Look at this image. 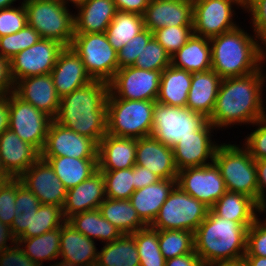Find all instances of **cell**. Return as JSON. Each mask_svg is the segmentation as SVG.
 Masks as SVG:
<instances>
[{"label":"cell","instance_id":"1","mask_svg":"<svg viewBox=\"0 0 266 266\" xmlns=\"http://www.w3.org/2000/svg\"><path fill=\"white\" fill-rule=\"evenodd\" d=\"M262 70L261 67L246 76L221 80L213 112L208 118L216 129L239 124L254 125L266 117L262 101L266 75Z\"/></svg>","mask_w":266,"mask_h":266},{"label":"cell","instance_id":"2","mask_svg":"<svg viewBox=\"0 0 266 266\" xmlns=\"http://www.w3.org/2000/svg\"><path fill=\"white\" fill-rule=\"evenodd\" d=\"M109 83L92 80L60 99L59 125L93 139L97 144L107 134Z\"/></svg>","mask_w":266,"mask_h":266},{"label":"cell","instance_id":"3","mask_svg":"<svg viewBox=\"0 0 266 266\" xmlns=\"http://www.w3.org/2000/svg\"><path fill=\"white\" fill-rule=\"evenodd\" d=\"M253 36L237 26L210 38L211 69L224 79L246 76L263 67L266 49Z\"/></svg>","mask_w":266,"mask_h":266},{"label":"cell","instance_id":"4","mask_svg":"<svg viewBox=\"0 0 266 266\" xmlns=\"http://www.w3.org/2000/svg\"><path fill=\"white\" fill-rule=\"evenodd\" d=\"M248 228L217 216L211 209L194 232L195 252L203 265L244 259Z\"/></svg>","mask_w":266,"mask_h":266},{"label":"cell","instance_id":"5","mask_svg":"<svg viewBox=\"0 0 266 266\" xmlns=\"http://www.w3.org/2000/svg\"><path fill=\"white\" fill-rule=\"evenodd\" d=\"M155 102L119 99L109 91L107 134L134 139L151 136Z\"/></svg>","mask_w":266,"mask_h":266},{"label":"cell","instance_id":"6","mask_svg":"<svg viewBox=\"0 0 266 266\" xmlns=\"http://www.w3.org/2000/svg\"><path fill=\"white\" fill-rule=\"evenodd\" d=\"M27 25L35 29L42 39L58 41L65 47L72 44L74 14L63 0H23Z\"/></svg>","mask_w":266,"mask_h":266},{"label":"cell","instance_id":"7","mask_svg":"<svg viewBox=\"0 0 266 266\" xmlns=\"http://www.w3.org/2000/svg\"><path fill=\"white\" fill-rule=\"evenodd\" d=\"M214 162L219 167L227 191L242 193L258 205V184L255 160L244 146L221 143Z\"/></svg>","mask_w":266,"mask_h":266},{"label":"cell","instance_id":"8","mask_svg":"<svg viewBox=\"0 0 266 266\" xmlns=\"http://www.w3.org/2000/svg\"><path fill=\"white\" fill-rule=\"evenodd\" d=\"M209 209L175 185L150 226L156 230H188L194 233Z\"/></svg>","mask_w":266,"mask_h":266},{"label":"cell","instance_id":"9","mask_svg":"<svg viewBox=\"0 0 266 266\" xmlns=\"http://www.w3.org/2000/svg\"><path fill=\"white\" fill-rule=\"evenodd\" d=\"M70 47L80 56L92 80L109 83L119 69L117 51L105 33L74 34Z\"/></svg>","mask_w":266,"mask_h":266},{"label":"cell","instance_id":"10","mask_svg":"<svg viewBox=\"0 0 266 266\" xmlns=\"http://www.w3.org/2000/svg\"><path fill=\"white\" fill-rule=\"evenodd\" d=\"M207 122L204 115L188 107L167 106L155 102L151 136L172 148L180 139L192 136Z\"/></svg>","mask_w":266,"mask_h":266},{"label":"cell","instance_id":"11","mask_svg":"<svg viewBox=\"0 0 266 266\" xmlns=\"http://www.w3.org/2000/svg\"><path fill=\"white\" fill-rule=\"evenodd\" d=\"M52 121L53 118L23 101L14 92L9 94V129L40 152Z\"/></svg>","mask_w":266,"mask_h":266},{"label":"cell","instance_id":"12","mask_svg":"<svg viewBox=\"0 0 266 266\" xmlns=\"http://www.w3.org/2000/svg\"><path fill=\"white\" fill-rule=\"evenodd\" d=\"M233 4L244 10V0H193V34L210 39L236 28Z\"/></svg>","mask_w":266,"mask_h":266},{"label":"cell","instance_id":"13","mask_svg":"<svg viewBox=\"0 0 266 266\" xmlns=\"http://www.w3.org/2000/svg\"><path fill=\"white\" fill-rule=\"evenodd\" d=\"M161 73L134 66L120 68L109 82V91L119 99L156 101Z\"/></svg>","mask_w":266,"mask_h":266},{"label":"cell","instance_id":"14","mask_svg":"<svg viewBox=\"0 0 266 266\" xmlns=\"http://www.w3.org/2000/svg\"><path fill=\"white\" fill-rule=\"evenodd\" d=\"M176 185L209 208L227 191L220 169L215 162L180 170Z\"/></svg>","mask_w":266,"mask_h":266},{"label":"cell","instance_id":"15","mask_svg":"<svg viewBox=\"0 0 266 266\" xmlns=\"http://www.w3.org/2000/svg\"><path fill=\"white\" fill-rule=\"evenodd\" d=\"M64 48L58 41L41 38L31 47L16 54L11 58V72L15 83L25 77L51 73Z\"/></svg>","mask_w":266,"mask_h":266},{"label":"cell","instance_id":"16","mask_svg":"<svg viewBox=\"0 0 266 266\" xmlns=\"http://www.w3.org/2000/svg\"><path fill=\"white\" fill-rule=\"evenodd\" d=\"M98 144L91 138L51 122L41 157L97 159Z\"/></svg>","mask_w":266,"mask_h":266},{"label":"cell","instance_id":"17","mask_svg":"<svg viewBox=\"0 0 266 266\" xmlns=\"http://www.w3.org/2000/svg\"><path fill=\"white\" fill-rule=\"evenodd\" d=\"M215 129L208 121L201 129L194 132L192 136L180 139L172 147L178 171L185 168L201 167L214 162L215 152L219 146V144L211 139L213 135L211 133Z\"/></svg>","mask_w":266,"mask_h":266},{"label":"cell","instance_id":"18","mask_svg":"<svg viewBox=\"0 0 266 266\" xmlns=\"http://www.w3.org/2000/svg\"><path fill=\"white\" fill-rule=\"evenodd\" d=\"M19 179L41 204L63 207L67 189L46 160L40 157Z\"/></svg>","mask_w":266,"mask_h":266},{"label":"cell","instance_id":"19","mask_svg":"<svg viewBox=\"0 0 266 266\" xmlns=\"http://www.w3.org/2000/svg\"><path fill=\"white\" fill-rule=\"evenodd\" d=\"M143 20L151 32L165 26H193V0H150Z\"/></svg>","mask_w":266,"mask_h":266},{"label":"cell","instance_id":"20","mask_svg":"<svg viewBox=\"0 0 266 266\" xmlns=\"http://www.w3.org/2000/svg\"><path fill=\"white\" fill-rule=\"evenodd\" d=\"M14 93L51 118L57 116L61 98L56 92L50 73L18 80L15 83Z\"/></svg>","mask_w":266,"mask_h":266},{"label":"cell","instance_id":"21","mask_svg":"<svg viewBox=\"0 0 266 266\" xmlns=\"http://www.w3.org/2000/svg\"><path fill=\"white\" fill-rule=\"evenodd\" d=\"M41 152L7 129L0 135V160L11 178H19L39 158Z\"/></svg>","mask_w":266,"mask_h":266},{"label":"cell","instance_id":"22","mask_svg":"<svg viewBox=\"0 0 266 266\" xmlns=\"http://www.w3.org/2000/svg\"><path fill=\"white\" fill-rule=\"evenodd\" d=\"M136 165L145 167L160 179H177L173 149L153 136L136 139Z\"/></svg>","mask_w":266,"mask_h":266},{"label":"cell","instance_id":"23","mask_svg":"<svg viewBox=\"0 0 266 266\" xmlns=\"http://www.w3.org/2000/svg\"><path fill=\"white\" fill-rule=\"evenodd\" d=\"M66 222L62 208L56 205L41 204L37 211L18 214L10 227L15 240L39 236L60 228Z\"/></svg>","mask_w":266,"mask_h":266},{"label":"cell","instance_id":"24","mask_svg":"<svg viewBox=\"0 0 266 266\" xmlns=\"http://www.w3.org/2000/svg\"><path fill=\"white\" fill-rule=\"evenodd\" d=\"M105 199V181L98 169L87 180L67 190L63 216L67 221L74 214L96 210Z\"/></svg>","mask_w":266,"mask_h":266},{"label":"cell","instance_id":"25","mask_svg":"<svg viewBox=\"0 0 266 266\" xmlns=\"http://www.w3.org/2000/svg\"><path fill=\"white\" fill-rule=\"evenodd\" d=\"M50 74L60 98L92 81L82 59L70 46L59 54Z\"/></svg>","mask_w":266,"mask_h":266},{"label":"cell","instance_id":"26","mask_svg":"<svg viewBox=\"0 0 266 266\" xmlns=\"http://www.w3.org/2000/svg\"><path fill=\"white\" fill-rule=\"evenodd\" d=\"M95 240L78 232L67 221L61 226L59 259L73 266H96L98 250ZM61 257V258H60Z\"/></svg>","mask_w":266,"mask_h":266},{"label":"cell","instance_id":"27","mask_svg":"<svg viewBox=\"0 0 266 266\" xmlns=\"http://www.w3.org/2000/svg\"><path fill=\"white\" fill-rule=\"evenodd\" d=\"M75 6L74 34L105 33L117 14L114 0H84Z\"/></svg>","mask_w":266,"mask_h":266},{"label":"cell","instance_id":"28","mask_svg":"<svg viewBox=\"0 0 266 266\" xmlns=\"http://www.w3.org/2000/svg\"><path fill=\"white\" fill-rule=\"evenodd\" d=\"M99 170H120L135 166L136 139L106 134L98 144Z\"/></svg>","mask_w":266,"mask_h":266},{"label":"cell","instance_id":"29","mask_svg":"<svg viewBox=\"0 0 266 266\" xmlns=\"http://www.w3.org/2000/svg\"><path fill=\"white\" fill-rule=\"evenodd\" d=\"M175 185L176 179H160L133 192L129 200L147 226L153 223Z\"/></svg>","mask_w":266,"mask_h":266},{"label":"cell","instance_id":"30","mask_svg":"<svg viewBox=\"0 0 266 266\" xmlns=\"http://www.w3.org/2000/svg\"><path fill=\"white\" fill-rule=\"evenodd\" d=\"M221 80L222 78L212 69L192 73L186 107L208 119L213 112Z\"/></svg>","mask_w":266,"mask_h":266},{"label":"cell","instance_id":"31","mask_svg":"<svg viewBox=\"0 0 266 266\" xmlns=\"http://www.w3.org/2000/svg\"><path fill=\"white\" fill-rule=\"evenodd\" d=\"M217 216L241 223L249 228L263 213L257 202L242 193L226 191L210 208Z\"/></svg>","mask_w":266,"mask_h":266},{"label":"cell","instance_id":"32","mask_svg":"<svg viewBox=\"0 0 266 266\" xmlns=\"http://www.w3.org/2000/svg\"><path fill=\"white\" fill-rule=\"evenodd\" d=\"M171 65L190 73L211 70L210 40L195 34L171 56Z\"/></svg>","mask_w":266,"mask_h":266},{"label":"cell","instance_id":"33","mask_svg":"<svg viewBox=\"0 0 266 266\" xmlns=\"http://www.w3.org/2000/svg\"><path fill=\"white\" fill-rule=\"evenodd\" d=\"M191 80L192 73L172 65L168 66L161 73L156 102L167 106L186 107Z\"/></svg>","mask_w":266,"mask_h":266},{"label":"cell","instance_id":"34","mask_svg":"<svg viewBox=\"0 0 266 266\" xmlns=\"http://www.w3.org/2000/svg\"><path fill=\"white\" fill-rule=\"evenodd\" d=\"M46 160L67 190L87 180L98 170L97 159L73 157H41Z\"/></svg>","mask_w":266,"mask_h":266},{"label":"cell","instance_id":"35","mask_svg":"<svg viewBox=\"0 0 266 266\" xmlns=\"http://www.w3.org/2000/svg\"><path fill=\"white\" fill-rule=\"evenodd\" d=\"M67 222L89 239H99L104 244L110 243L122 235L120 230L106 220L98 209L74 214Z\"/></svg>","mask_w":266,"mask_h":266},{"label":"cell","instance_id":"36","mask_svg":"<svg viewBox=\"0 0 266 266\" xmlns=\"http://www.w3.org/2000/svg\"><path fill=\"white\" fill-rule=\"evenodd\" d=\"M101 215L117 227L122 234H132L146 227L129 199L106 198L98 207Z\"/></svg>","mask_w":266,"mask_h":266},{"label":"cell","instance_id":"37","mask_svg":"<svg viewBox=\"0 0 266 266\" xmlns=\"http://www.w3.org/2000/svg\"><path fill=\"white\" fill-rule=\"evenodd\" d=\"M96 266H140L134 236L122 234L118 239L106 243L98 251Z\"/></svg>","mask_w":266,"mask_h":266},{"label":"cell","instance_id":"38","mask_svg":"<svg viewBox=\"0 0 266 266\" xmlns=\"http://www.w3.org/2000/svg\"><path fill=\"white\" fill-rule=\"evenodd\" d=\"M60 234L61 227L39 236L18 238L16 242L32 261L43 266V261L59 260Z\"/></svg>","mask_w":266,"mask_h":266},{"label":"cell","instance_id":"39","mask_svg":"<svg viewBox=\"0 0 266 266\" xmlns=\"http://www.w3.org/2000/svg\"><path fill=\"white\" fill-rule=\"evenodd\" d=\"M144 29L143 15L117 11L105 34L108 42L118 52Z\"/></svg>","mask_w":266,"mask_h":266},{"label":"cell","instance_id":"40","mask_svg":"<svg viewBox=\"0 0 266 266\" xmlns=\"http://www.w3.org/2000/svg\"><path fill=\"white\" fill-rule=\"evenodd\" d=\"M132 235L137 245L140 266H165L166 259L158 243V230L148 225Z\"/></svg>","mask_w":266,"mask_h":266},{"label":"cell","instance_id":"41","mask_svg":"<svg viewBox=\"0 0 266 266\" xmlns=\"http://www.w3.org/2000/svg\"><path fill=\"white\" fill-rule=\"evenodd\" d=\"M158 243L166 260L195 251L194 233L188 230H158Z\"/></svg>","mask_w":266,"mask_h":266},{"label":"cell","instance_id":"42","mask_svg":"<svg viewBox=\"0 0 266 266\" xmlns=\"http://www.w3.org/2000/svg\"><path fill=\"white\" fill-rule=\"evenodd\" d=\"M105 181L106 198L127 200L135 191L134 167L120 170H100Z\"/></svg>","mask_w":266,"mask_h":266},{"label":"cell","instance_id":"43","mask_svg":"<svg viewBox=\"0 0 266 266\" xmlns=\"http://www.w3.org/2000/svg\"><path fill=\"white\" fill-rule=\"evenodd\" d=\"M41 39L39 33L26 25L20 31L0 37V55L9 59Z\"/></svg>","mask_w":266,"mask_h":266},{"label":"cell","instance_id":"44","mask_svg":"<svg viewBox=\"0 0 266 266\" xmlns=\"http://www.w3.org/2000/svg\"><path fill=\"white\" fill-rule=\"evenodd\" d=\"M171 65V56L153 36L138 55L134 67L143 70L163 71Z\"/></svg>","mask_w":266,"mask_h":266},{"label":"cell","instance_id":"45","mask_svg":"<svg viewBox=\"0 0 266 266\" xmlns=\"http://www.w3.org/2000/svg\"><path fill=\"white\" fill-rule=\"evenodd\" d=\"M193 26H165L153 32L155 39L172 56L192 36Z\"/></svg>","mask_w":266,"mask_h":266},{"label":"cell","instance_id":"46","mask_svg":"<svg viewBox=\"0 0 266 266\" xmlns=\"http://www.w3.org/2000/svg\"><path fill=\"white\" fill-rule=\"evenodd\" d=\"M17 196V178H10L0 183V221L11 227L15 216Z\"/></svg>","mask_w":266,"mask_h":266},{"label":"cell","instance_id":"47","mask_svg":"<svg viewBox=\"0 0 266 266\" xmlns=\"http://www.w3.org/2000/svg\"><path fill=\"white\" fill-rule=\"evenodd\" d=\"M152 37L153 32L145 28L139 34L135 35L131 41L124 45L117 52L119 69L127 66H133L143 47L146 46Z\"/></svg>","mask_w":266,"mask_h":266},{"label":"cell","instance_id":"48","mask_svg":"<svg viewBox=\"0 0 266 266\" xmlns=\"http://www.w3.org/2000/svg\"><path fill=\"white\" fill-rule=\"evenodd\" d=\"M27 25V13L22 2L19 7L0 10V37L16 33Z\"/></svg>","mask_w":266,"mask_h":266},{"label":"cell","instance_id":"49","mask_svg":"<svg viewBox=\"0 0 266 266\" xmlns=\"http://www.w3.org/2000/svg\"><path fill=\"white\" fill-rule=\"evenodd\" d=\"M260 220V218H257L248 228L244 256L266 257V220Z\"/></svg>","mask_w":266,"mask_h":266},{"label":"cell","instance_id":"50","mask_svg":"<svg viewBox=\"0 0 266 266\" xmlns=\"http://www.w3.org/2000/svg\"><path fill=\"white\" fill-rule=\"evenodd\" d=\"M244 9L250 12L253 32L266 49V0H244Z\"/></svg>","mask_w":266,"mask_h":266},{"label":"cell","instance_id":"51","mask_svg":"<svg viewBox=\"0 0 266 266\" xmlns=\"http://www.w3.org/2000/svg\"><path fill=\"white\" fill-rule=\"evenodd\" d=\"M254 124L257 129L247 135L243 145L254 160L266 159V117Z\"/></svg>","mask_w":266,"mask_h":266},{"label":"cell","instance_id":"52","mask_svg":"<svg viewBox=\"0 0 266 266\" xmlns=\"http://www.w3.org/2000/svg\"><path fill=\"white\" fill-rule=\"evenodd\" d=\"M41 205L40 201L34 193L29 191L22 185L19 178H17V196L15 200V216L22 212L37 211Z\"/></svg>","mask_w":266,"mask_h":266},{"label":"cell","instance_id":"53","mask_svg":"<svg viewBox=\"0 0 266 266\" xmlns=\"http://www.w3.org/2000/svg\"><path fill=\"white\" fill-rule=\"evenodd\" d=\"M15 245V246H14ZM0 266H38L22 250L17 242L0 252Z\"/></svg>","mask_w":266,"mask_h":266},{"label":"cell","instance_id":"54","mask_svg":"<svg viewBox=\"0 0 266 266\" xmlns=\"http://www.w3.org/2000/svg\"><path fill=\"white\" fill-rule=\"evenodd\" d=\"M15 90V81L11 72V59L0 55V96Z\"/></svg>","mask_w":266,"mask_h":266},{"label":"cell","instance_id":"55","mask_svg":"<svg viewBox=\"0 0 266 266\" xmlns=\"http://www.w3.org/2000/svg\"><path fill=\"white\" fill-rule=\"evenodd\" d=\"M258 184V207L266 212V159L255 160Z\"/></svg>","mask_w":266,"mask_h":266},{"label":"cell","instance_id":"56","mask_svg":"<svg viewBox=\"0 0 266 266\" xmlns=\"http://www.w3.org/2000/svg\"><path fill=\"white\" fill-rule=\"evenodd\" d=\"M159 180L160 178L149 169L135 164L133 183L135 190L151 185Z\"/></svg>","mask_w":266,"mask_h":266},{"label":"cell","instance_id":"57","mask_svg":"<svg viewBox=\"0 0 266 266\" xmlns=\"http://www.w3.org/2000/svg\"><path fill=\"white\" fill-rule=\"evenodd\" d=\"M150 0H114L117 11L143 15Z\"/></svg>","mask_w":266,"mask_h":266},{"label":"cell","instance_id":"58","mask_svg":"<svg viewBox=\"0 0 266 266\" xmlns=\"http://www.w3.org/2000/svg\"><path fill=\"white\" fill-rule=\"evenodd\" d=\"M165 266H203V263L198 254L194 251L167 259Z\"/></svg>","mask_w":266,"mask_h":266},{"label":"cell","instance_id":"59","mask_svg":"<svg viewBox=\"0 0 266 266\" xmlns=\"http://www.w3.org/2000/svg\"><path fill=\"white\" fill-rule=\"evenodd\" d=\"M9 129V94L0 96V135Z\"/></svg>","mask_w":266,"mask_h":266},{"label":"cell","instance_id":"60","mask_svg":"<svg viewBox=\"0 0 266 266\" xmlns=\"http://www.w3.org/2000/svg\"><path fill=\"white\" fill-rule=\"evenodd\" d=\"M8 241H10L11 243L9 245H13L16 242V240L13 238L11 234L10 227H8L7 225H4L0 221V252L5 250L6 248L11 247L7 245Z\"/></svg>","mask_w":266,"mask_h":266},{"label":"cell","instance_id":"61","mask_svg":"<svg viewBox=\"0 0 266 266\" xmlns=\"http://www.w3.org/2000/svg\"><path fill=\"white\" fill-rule=\"evenodd\" d=\"M246 266H266V257L261 256H244Z\"/></svg>","mask_w":266,"mask_h":266},{"label":"cell","instance_id":"62","mask_svg":"<svg viewBox=\"0 0 266 266\" xmlns=\"http://www.w3.org/2000/svg\"><path fill=\"white\" fill-rule=\"evenodd\" d=\"M203 266H246L243 260L236 261V262H217V263H210Z\"/></svg>","mask_w":266,"mask_h":266},{"label":"cell","instance_id":"63","mask_svg":"<svg viewBox=\"0 0 266 266\" xmlns=\"http://www.w3.org/2000/svg\"><path fill=\"white\" fill-rule=\"evenodd\" d=\"M13 2H16V0H0V10L13 7Z\"/></svg>","mask_w":266,"mask_h":266},{"label":"cell","instance_id":"64","mask_svg":"<svg viewBox=\"0 0 266 266\" xmlns=\"http://www.w3.org/2000/svg\"><path fill=\"white\" fill-rule=\"evenodd\" d=\"M10 178L11 177L4 170V168L1 164V160H0V181H6V180H9Z\"/></svg>","mask_w":266,"mask_h":266},{"label":"cell","instance_id":"65","mask_svg":"<svg viewBox=\"0 0 266 266\" xmlns=\"http://www.w3.org/2000/svg\"><path fill=\"white\" fill-rule=\"evenodd\" d=\"M50 266H73L64 262H55L53 265L51 264Z\"/></svg>","mask_w":266,"mask_h":266},{"label":"cell","instance_id":"66","mask_svg":"<svg viewBox=\"0 0 266 266\" xmlns=\"http://www.w3.org/2000/svg\"><path fill=\"white\" fill-rule=\"evenodd\" d=\"M84 0H71V3L75 6L76 4L82 2Z\"/></svg>","mask_w":266,"mask_h":266},{"label":"cell","instance_id":"67","mask_svg":"<svg viewBox=\"0 0 266 266\" xmlns=\"http://www.w3.org/2000/svg\"><path fill=\"white\" fill-rule=\"evenodd\" d=\"M63 1H65L66 3H70L71 2V0H63ZM70 1V2H69Z\"/></svg>","mask_w":266,"mask_h":266}]
</instances>
